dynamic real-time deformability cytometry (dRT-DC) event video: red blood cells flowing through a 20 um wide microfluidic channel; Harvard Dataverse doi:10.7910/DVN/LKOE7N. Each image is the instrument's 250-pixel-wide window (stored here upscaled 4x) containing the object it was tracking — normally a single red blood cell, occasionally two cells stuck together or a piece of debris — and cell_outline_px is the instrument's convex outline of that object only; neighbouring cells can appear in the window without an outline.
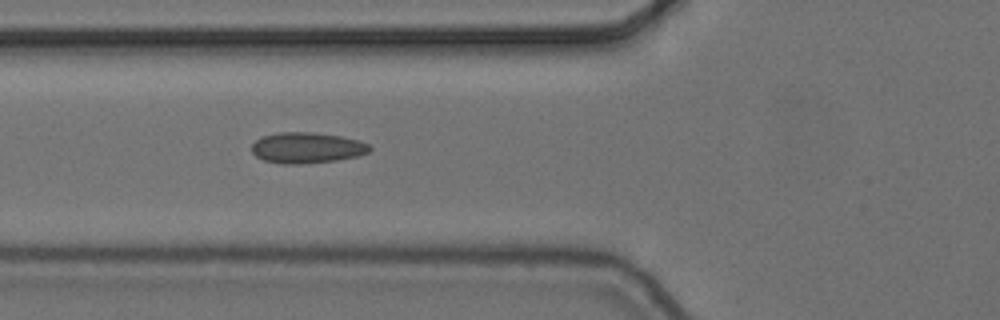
{"species": "common noctule bat (a hibernating species)", "species_latin": "Nyctalus noctula", "temperature_condition": "cold", "stored_images_in_passage": 3, "segment_of_instrument_passage": [1, 2], "camera_frame_rate_fps": 3000, "um_per_image_px": 0.085, "animal": {"sex": "female", "body_mass_g": 24.6, "forearm_length_mm": 56.2}, "frame": {"image": 1, "passage_image": 2, "time_ms": 0.333, "image_size_px": [1000, 320], "cell_outline_px": [[372, 148], [368, 152], [360, 156], [336, 160], [300, 164], [280, 164], [264, 160], [256, 156], [252, 152], [252, 144], [260, 136], [276, 132], [312, 132], [340, 136], [360, 140], [368, 144]], "centroid_in_image_um": [26.07, 12.56], "position_along_channel_um": 99.7, "area_um2": 21.39}}